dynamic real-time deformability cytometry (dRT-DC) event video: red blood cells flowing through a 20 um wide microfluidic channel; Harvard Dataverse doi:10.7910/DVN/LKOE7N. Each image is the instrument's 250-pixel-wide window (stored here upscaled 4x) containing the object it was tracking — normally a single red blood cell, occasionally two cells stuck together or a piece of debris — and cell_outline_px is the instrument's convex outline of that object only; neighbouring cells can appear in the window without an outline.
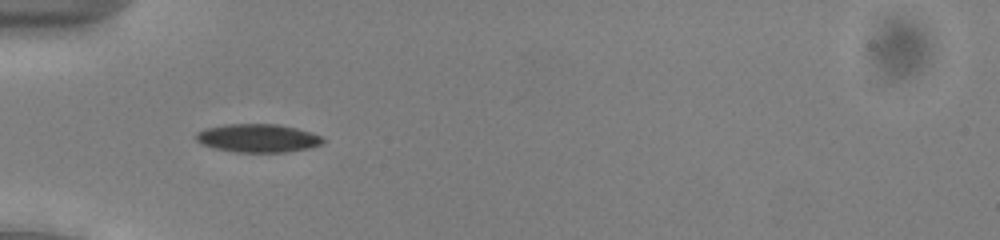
{"species": "common noctule bat (a hibernating species)", "species_latin": "Nyctalus noctula", "temperature_condition": "cold", "stored_images_in_passage": 37, "camera_frame_rate_fps": 3000, "um_per_image_px": 0.085, "animal": {"sex": "male", "body_mass_g": 13.0, "forearm_length_mm": 53.1}, "frame": {"image": 1, "passage_image": 2, "time_ms": 0.333, "image_size_px": [1000, 240], "cell_outline_px": [[324, 140], [320, 144], [308, 148], [284, 152], [236, 152], [216, 148], [204, 144], [196, 140], [196, 132], [204, 128], [224, 124], [276, 124], [296, 128], [312, 132], [320, 136]], "centroid_in_image_um": [21.89, 11.73], "position_along_channel_um": 63.1, "area_um2": 20.75}}
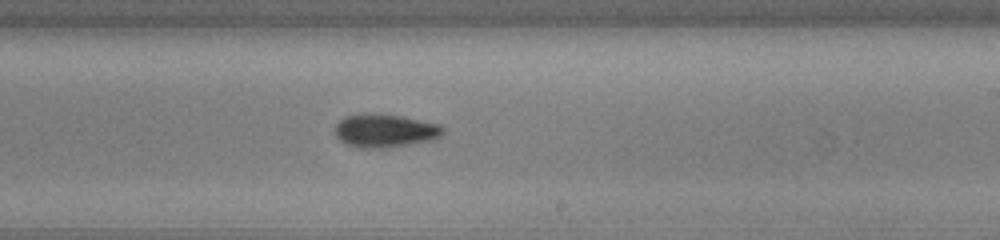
{"frame": {"image": 2, "passage_image": 17, "time_ms": 5.333, "image_size_px": [1000, 240], "cell_outline_px": [[444, 132], [440, 136], [432, 140], [388, 148], [360, 148], [348, 144], [340, 140], [336, 136], [336, 124], [344, 116], [400, 116], [440, 124], [444, 128]], "centroid_in_image_um": [32.77, 11.16], "position_along_channel_um": 256.2, "area_um2": 20.23}}
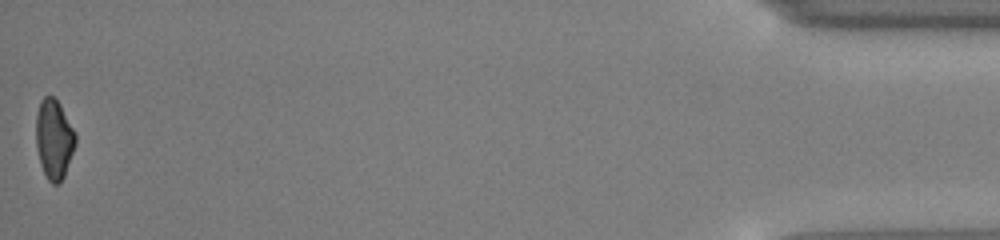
{"frame": {"image": 3, "passage_image": 37, "time_ms": 12.0, "image_size_px": [1000, 240], "cell_outline_px": [[76, 144], [64, 176], [60, 184], [52, 184], [48, 180], [40, 164], [36, 148], [36, 116], [40, 100], [44, 96], [52, 96], [60, 104], [76, 132]], "centroid_in_image_um": [4.59, 11.83], "position_along_channel_um": 430.6, "area_um2": 18.5}, "authors_computed_cell_mechanics": {"area_um2": 20.1722, "velocity_mm_per_s": 3.9615, "shape_relaxation_time_tau1_ms": 3.2626, "shape_relaxation_time_tau2_ms": 6.9258, "deformation_change_tau1": 0.1271, "deformation_change_tau2": 0.1179}}